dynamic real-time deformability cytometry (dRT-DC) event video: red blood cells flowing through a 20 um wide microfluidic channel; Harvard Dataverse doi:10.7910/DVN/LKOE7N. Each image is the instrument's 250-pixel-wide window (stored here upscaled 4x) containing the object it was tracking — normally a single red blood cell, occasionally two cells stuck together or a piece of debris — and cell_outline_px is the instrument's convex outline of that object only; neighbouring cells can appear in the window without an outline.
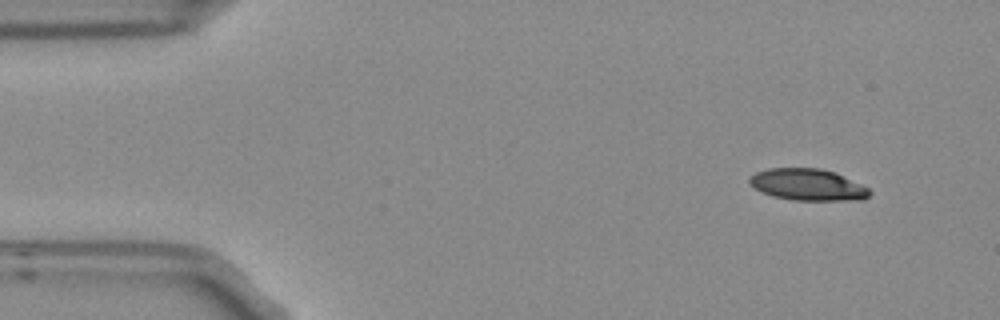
{"species": "Egyptian fruit bat (a non-hibernating species)", "species_latin": "Rousettus aegyptiacus", "temperature_condition": "room temperature", "stored_images_in_passage": 4, "camera_frame_rate_fps": 3000, "um_per_image_px": 0.085, "frame": {"image": 1, "passage_image": 1, "time_ms": 0.0, "image_size_px": [1000, 320], "cell_outline_px": [[872, 192], [864, 200], [792, 200], [772, 196], [760, 192], [748, 180], [756, 172], [768, 168], [820, 168], [836, 172], [868, 188]], "centroid_in_image_um": [68.67, 15.7], "position_along_channel_um": 16.3, "area_um2": 22.14}}
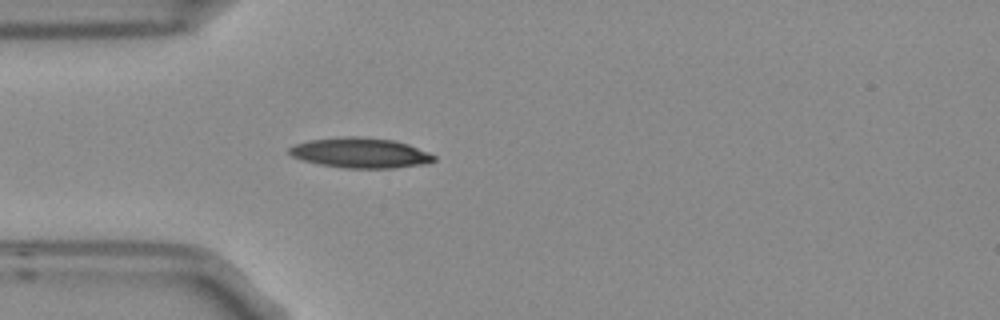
{"frame": {"image": 2, "passage_image": 4, "time_ms": 1.0, "image_size_px": [1000, 320], "cell_outline_px": [[436, 160], [424, 164], [392, 168], [344, 168], [320, 164], [304, 160], [292, 156], [288, 152], [288, 148], [296, 144], [308, 140], [352, 136], [356, 136], [392, 140], [408, 144], [428, 152], [436, 156]], "centroid_in_image_um": [30.64, 13.0], "position_along_channel_um": 54.4, "area_um2": 25.2}}